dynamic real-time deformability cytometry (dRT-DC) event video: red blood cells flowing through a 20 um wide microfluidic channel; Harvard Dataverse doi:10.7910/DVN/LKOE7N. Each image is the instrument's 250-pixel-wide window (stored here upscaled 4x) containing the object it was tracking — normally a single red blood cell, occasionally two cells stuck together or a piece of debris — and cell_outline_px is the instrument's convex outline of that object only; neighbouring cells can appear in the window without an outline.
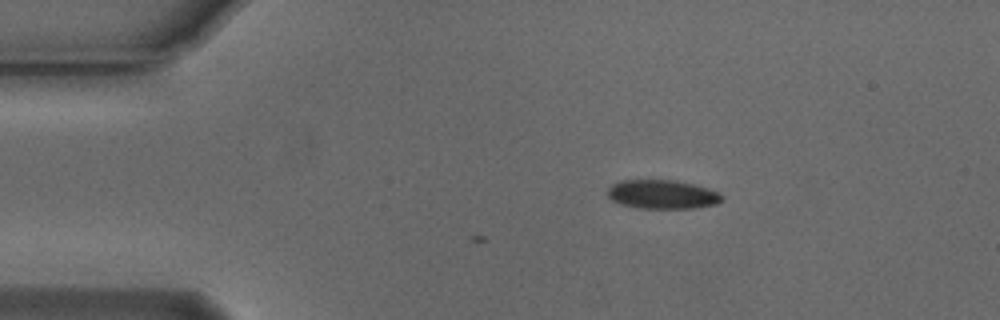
{"species": "Egyptian fruit bat (a non-hibernating species)", "species_latin": "Rousettus aegyptiacus", "temperature_condition": "cold", "stored_images_in_passage": 5, "camera_frame_rate_fps": 3000, "um_per_image_px": 0.085, "animal": {"sex": "male"}, "frame": {"image": 1, "passage_image": 5, "time_ms": 1.333, "image_size_px": [1000, 320], "cell_outline_px": [[724, 200], [716, 204], [696, 208], [640, 208], [620, 204], [612, 200], [608, 196], [608, 188], [612, 184], [620, 180], [676, 180], [708, 188], [720, 192], [724, 196]], "centroid_in_image_um": [56.33, 16.52], "position_along_channel_um": 28.7, "area_um2": 19.42}}